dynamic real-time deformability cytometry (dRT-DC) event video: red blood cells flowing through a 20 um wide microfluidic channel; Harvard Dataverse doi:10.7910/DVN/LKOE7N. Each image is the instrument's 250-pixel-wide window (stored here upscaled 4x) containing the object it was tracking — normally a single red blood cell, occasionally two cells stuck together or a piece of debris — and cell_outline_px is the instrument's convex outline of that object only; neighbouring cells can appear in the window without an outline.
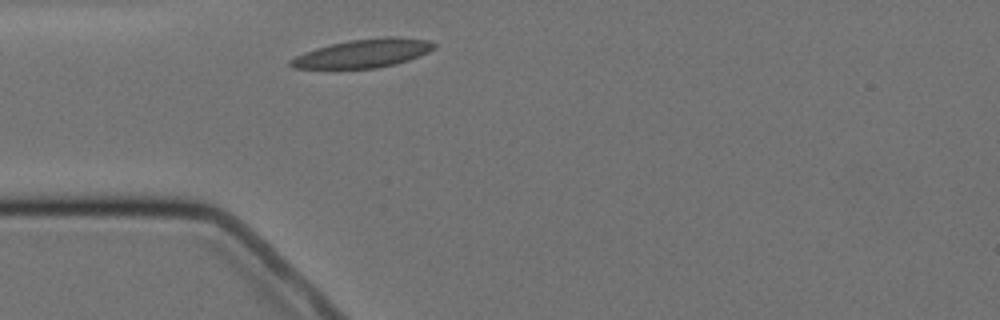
{"species": "Egyptian fruit bat (a non-hibernating species)", "species_latin": "Rousettus aegyptiacus", "temperature_condition": "cold", "stored_images_in_passage": 1, "camera_frame_rate_fps": 3000, "um_per_image_px": 0.085, "animal": {"sex": "female"}, "frame": {"image": 1, "passage_image": 1, "time_ms": 0.0, "image_size_px": [1000, 320], "cell_outline_px": [[436, 48], [428, 52], [408, 60], [396, 64], [376, 68], [292, 68], [288, 64], [288, 60], [304, 52], [316, 48], [348, 40], [388, 36], [400, 36], [432, 40], [436, 44]], "centroid_in_image_um": [30.92, 4.52], "position_along_channel_um": 54.1, "area_um2": 23.99}}